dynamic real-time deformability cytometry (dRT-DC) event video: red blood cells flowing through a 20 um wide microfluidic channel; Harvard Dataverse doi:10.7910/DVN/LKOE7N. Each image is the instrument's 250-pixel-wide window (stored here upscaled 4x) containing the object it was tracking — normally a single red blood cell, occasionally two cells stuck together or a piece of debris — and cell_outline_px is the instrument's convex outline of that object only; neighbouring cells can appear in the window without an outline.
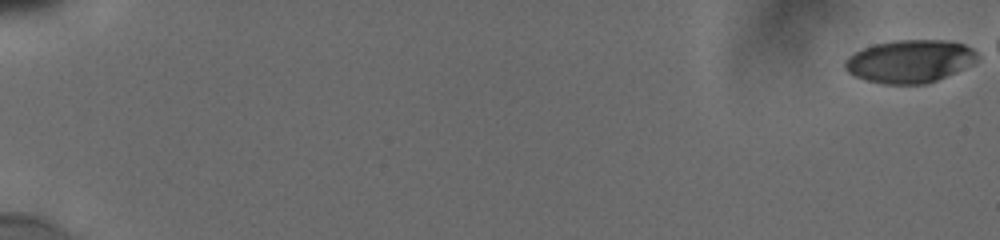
{"species": "human", "species_latin": "Homo sapiens", "temperature_condition": "cold", "stored_images_in_passage": 29, "camera_frame_rate_fps": 3000, "um_per_image_px": 0.085, "donor": {"sex": "male"}, "frame": {"image": 1, "passage_image": 1, "time_ms": 0.0, "image_size_px": [1000, 240], "cell_outline_px": [[976, 60], [972, 64], [928, 84], [884, 84], [868, 80], [856, 76], [848, 72], [844, 68], [844, 60], [848, 56], [864, 48], [876, 44], [896, 40], [948, 40], [964, 44], [972, 48], [976, 52]], "centroid_in_image_um": [77.33, 5.2], "position_along_channel_um": 7.7, "area_um2": 32.83}}